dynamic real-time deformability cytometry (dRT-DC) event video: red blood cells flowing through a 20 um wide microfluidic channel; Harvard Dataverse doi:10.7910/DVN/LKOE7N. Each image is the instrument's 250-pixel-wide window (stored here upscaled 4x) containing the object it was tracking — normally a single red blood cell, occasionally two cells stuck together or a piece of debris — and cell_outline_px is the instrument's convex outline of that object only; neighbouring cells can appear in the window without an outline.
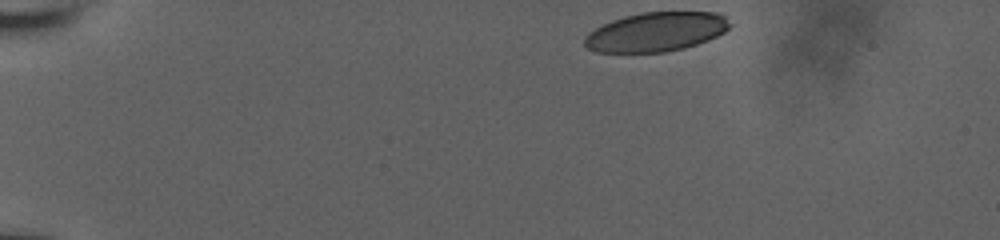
{"species": "human", "species_latin": "Homo sapiens", "temperature_condition": "room temperature", "stored_images_in_passage": 40, "camera_frame_rate_fps": 3000, "um_per_image_px": 0.085, "donor": {"sex": "male"}, "frame": {"image": 1, "passage_image": 1, "time_ms": 0.0, "image_size_px": [1000, 240], "cell_outline_px": [[732, 24], [724, 32], [708, 40], [684, 48], [664, 52], [596, 52], [588, 48], [584, 44], [584, 36], [588, 32], [612, 20], [624, 16], [644, 12], [720, 12]], "centroid_in_image_um": [55.77, 2.7], "position_along_channel_um": 29.2, "area_um2": 33.18}}
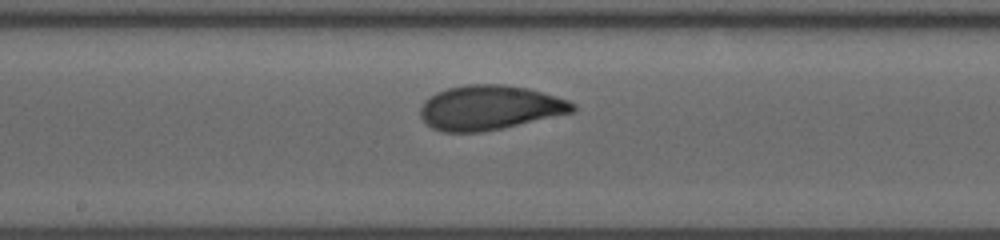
{"frame": {"image": 2, "passage_image": 23, "time_ms": 7.333, "image_size_px": [1000, 240], "cell_outline_px": [[576, 112], [500, 128], [480, 132], [444, 132], [432, 128], [420, 116], [420, 108], [424, 100], [436, 92], [448, 88], [464, 84], [504, 84], [528, 88], [556, 96], [568, 100], [576, 104]], "centroid_in_image_um": [41.63, 9.14], "position_along_channel_um": 206.6, "area_um2": 39.59}}
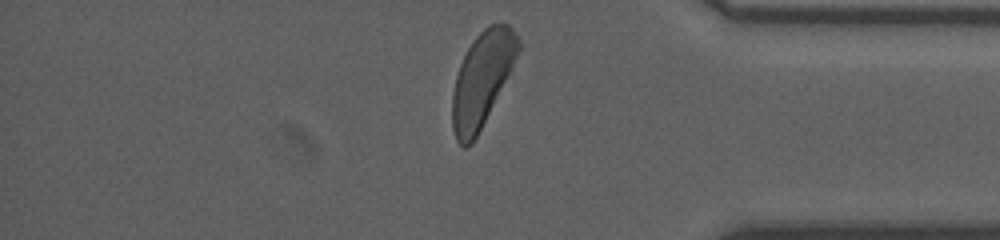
{"frame": {"image": 3, "passage_image": 39, "time_ms": 12.667, "image_size_px": [1000, 240], "cell_outline_px": [[520, 48], [472, 144], [464, 148], [456, 140], [452, 128], [452, 96], [456, 76], [460, 64], [468, 48], [476, 36], [488, 24], [508, 24], [512, 28], [520, 40]], "centroid_in_image_um": [40.93, 6.71], "position_along_channel_um": 394.3, "area_um2": 34.97}, "authors_computed_cell_mechanics": {"area_um2": 38.3792, "velocity_mm_per_s": 3.7927, "shape_relaxation_time_tau1_ms": 3.8554, "shape_relaxation_time_tau2_ms": 0.8976, "deformation_change_tau1": 0.1476, "deformation_change_tau2": 0.0638}}